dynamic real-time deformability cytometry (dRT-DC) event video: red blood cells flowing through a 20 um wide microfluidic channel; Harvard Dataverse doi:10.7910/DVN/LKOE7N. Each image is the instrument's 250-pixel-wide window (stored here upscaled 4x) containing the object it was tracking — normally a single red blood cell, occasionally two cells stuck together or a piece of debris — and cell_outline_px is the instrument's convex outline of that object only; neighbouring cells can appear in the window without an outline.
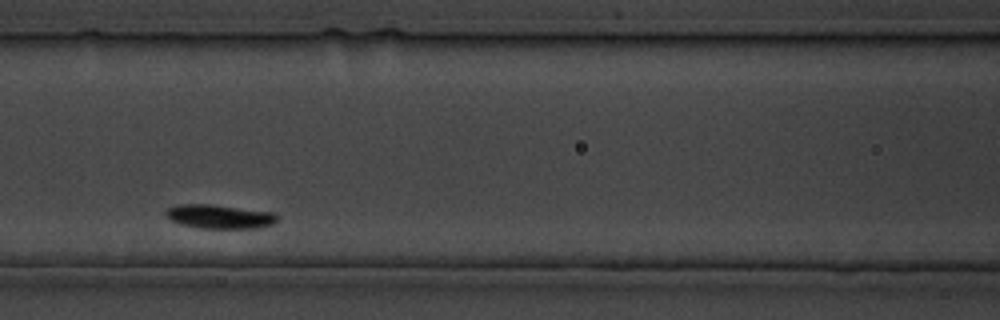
{"species": "common noctule bat (a hibernating species)", "species_latin": "Nyctalus noctula", "temperature_condition": "cold", "stored_images_in_passage": 24, "camera_frame_rate_fps": 3000, "um_per_image_px": 0.085, "animal": {"sex": "male", "body_mass_g": 19.5, "forearm_length_mm": 54.6}, "frame": {"image": 1, "passage_image": 8, "time_ms": 7.667, "image_size_px": [1000, 320], "cell_outline_px": [[276, 220], [272, 224], [256, 228], [200, 228], [180, 224], [164, 216], [164, 212], [168, 208], [176, 204], [208, 204], [272, 212], [276, 216]], "centroid_in_image_um": [18.58, 18.4], "position_along_channel_um": 148.0, "area_um2": 15.37}}